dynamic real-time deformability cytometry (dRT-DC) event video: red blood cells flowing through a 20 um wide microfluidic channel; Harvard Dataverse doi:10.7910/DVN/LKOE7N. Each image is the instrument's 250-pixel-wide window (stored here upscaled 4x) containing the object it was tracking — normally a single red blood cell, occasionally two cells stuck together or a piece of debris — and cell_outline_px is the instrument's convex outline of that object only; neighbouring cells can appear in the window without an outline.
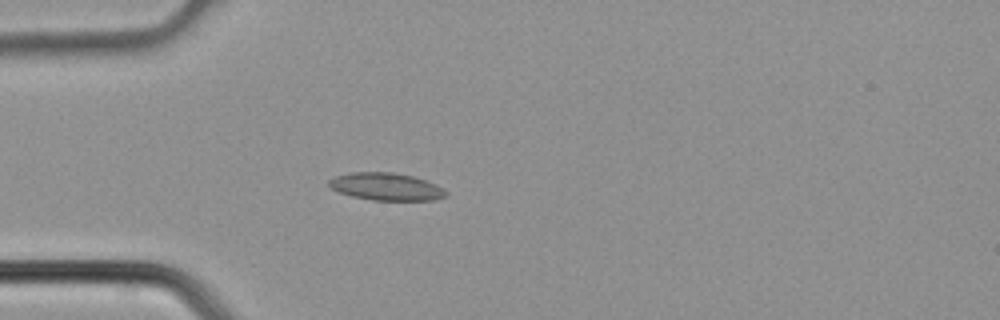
{"species": "common noctule bat (a hibernating species)", "species_latin": "Nyctalus noctula", "temperature_condition": "cold", "stored_images_in_passage": 4, "camera_frame_rate_fps": 3000, "um_per_image_px": 0.085, "animal": {"sex": "male", "body_mass_g": 21.5, "forearm_length_mm": 52.0}, "frame": {"image": 1, "passage_image": 4, "time_ms": 1.0, "image_size_px": [1000, 320], "cell_outline_px": [[448, 196], [432, 200], [372, 200], [352, 196], [340, 192], [332, 188], [328, 184], [328, 180], [336, 176], [352, 172], [392, 172], [412, 176], [436, 184], [448, 192]], "centroid_in_image_um": [32.84, 15.86], "position_along_channel_um": 52.2, "area_um2": 18.61}}